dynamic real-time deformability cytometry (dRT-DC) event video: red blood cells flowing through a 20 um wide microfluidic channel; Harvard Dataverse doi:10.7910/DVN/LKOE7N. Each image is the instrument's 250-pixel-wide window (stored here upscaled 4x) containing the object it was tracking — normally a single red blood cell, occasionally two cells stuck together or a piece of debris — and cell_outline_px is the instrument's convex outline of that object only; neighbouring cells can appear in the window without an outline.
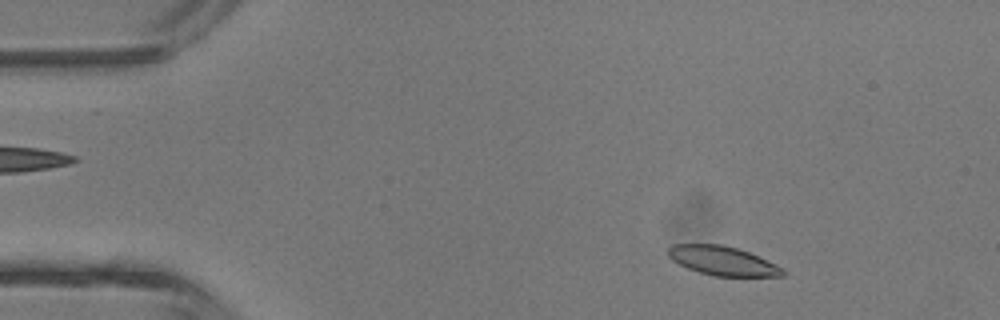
{"species": "common noctule bat (a hibernating species)", "species_latin": "Nyctalus noctula", "temperature_condition": "room temperature", "stored_images_in_passage": 3, "camera_frame_rate_fps": 3000, "um_per_image_px": 0.085, "animal": {"sex": "male", "body_mass_g": 13.3}, "frame": {"image": 1, "passage_image": 1, "time_ms": 0.0, "image_size_px": [1000, 320], "cell_outline_px": [[784, 276], [716, 276], [700, 272], [688, 268], [672, 260], [668, 256], [668, 248], [672, 244], [720, 244], [736, 248], [748, 252], [784, 268]], "centroid_in_image_um": [61.4, 22.16], "position_along_channel_um": 23.6, "area_um2": 19.19}}
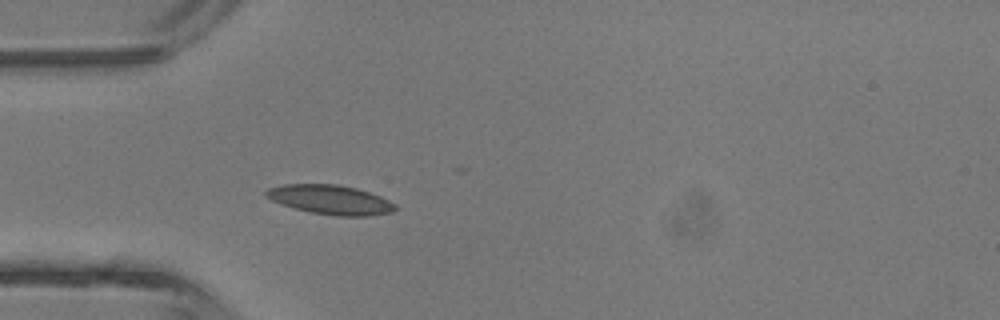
{"frame": {"image": 2, "passage_image": 3, "time_ms": 2.333, "image_size_px": [1000, 320], "cell_outline_px": [[396, 208], [392, 212], [368, 216], [336, 216], [308, 212], [272, 200], [264, 196], [264, 192], [268, 188], [284, 184], [336, 184], [356, 188], [380, 196], [396, 204]], "centroid_in_image_um": [28.08, 16.97], "position_along_channel_um": 56.9, "area_um2": 22.02}}